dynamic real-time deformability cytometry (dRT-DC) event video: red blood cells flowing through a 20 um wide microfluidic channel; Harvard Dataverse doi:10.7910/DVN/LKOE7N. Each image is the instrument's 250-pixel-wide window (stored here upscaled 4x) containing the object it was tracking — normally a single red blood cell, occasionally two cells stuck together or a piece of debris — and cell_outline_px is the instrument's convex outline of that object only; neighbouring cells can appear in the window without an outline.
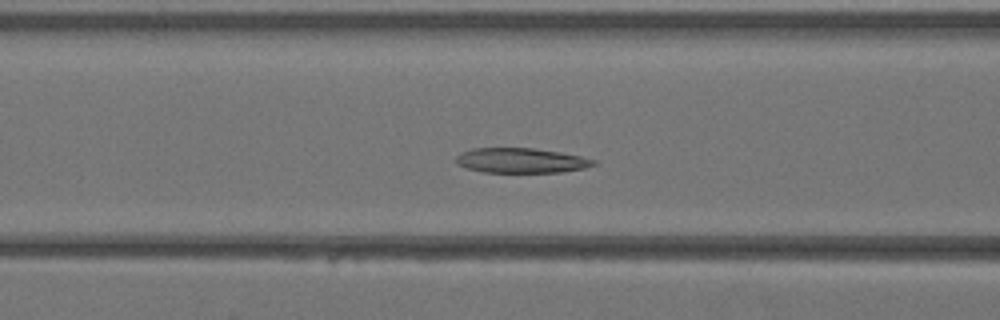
{"species": "Egyptian fruit bat (a non-hibernating species)", "species_latin": "Rousettus aegyptiacus", "temperature_condition": "warm", "stored_images_in_passage": 16, "camera_frame_rate_fps": 3000, "um_per_image_px": 0.085, "animal": {"sex": "female"}, "frame": {"image": 1, "passage_image": 5, "time_ms": 1.333, "image_size_px": [1000, 320], "cell_outline_px": [[596, 164], [584, 168], [560, 172], [484, 172], [468, 168], [456, 164], [456, 156], [460, 152], [472, 148], [536, 148], [560, 152], [580, 156], [596, 160]], "centroid_in_image_um": [44.27, 13.63], "position_along_channel_um": 122.3, "area_um2": 19.94}}
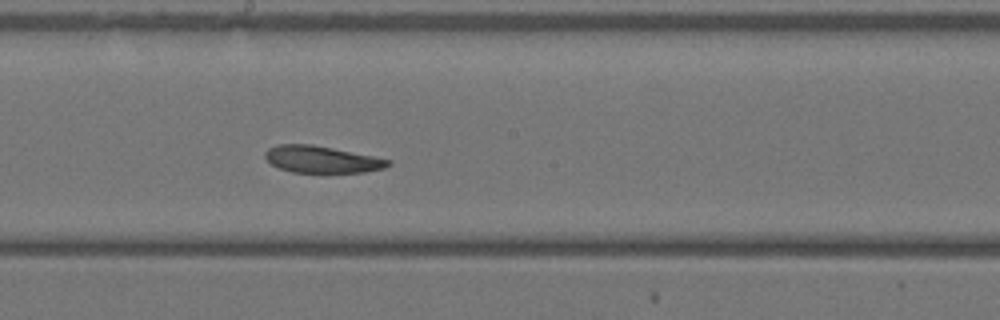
{"frame": {"image": 2, "passage_image": 11, "time_ms": 3.333, "image_size_px": [1000, 320], "cell_outline_px": [[392, 164], [384, 168], [364, 172], [292, 172], [280, 168], [272, 164], [264, 156], [264, 152], [268, 148], [276, 144], [312, 144], [392, 160]], "centroid_in_image_um": [27.33, 13.54], "position_along_channel_um": 220.9, "area_um2": 19.13}}
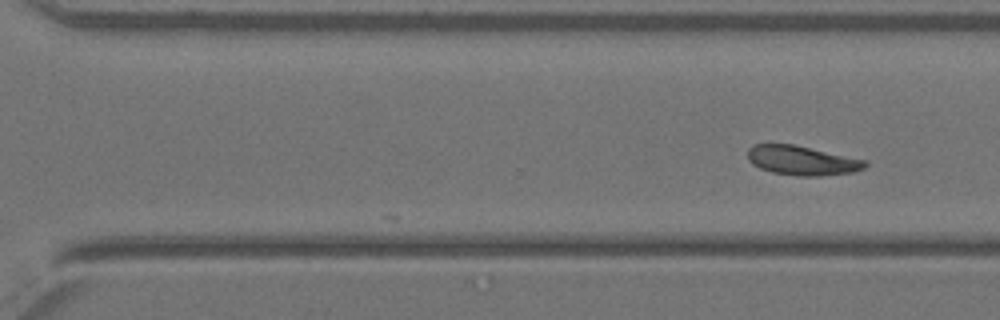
{"frame": {"image": 3, "passage_image": 16, "time_ms": 5.0, "image_size_px": [1000, 320], "cell_outline_px": [[868, 164], [864, 168], [852, 172], [820, 176], [800, 176], [772, 172], [760, 168], [752, 164], [748, 160], [748, 148], [752, 144], [796, 144], [868, 160]], "centroid_in_image_um": [68.19, 13.63], "position_along_channel_um": 302.4, "area_um2": 20.35}}